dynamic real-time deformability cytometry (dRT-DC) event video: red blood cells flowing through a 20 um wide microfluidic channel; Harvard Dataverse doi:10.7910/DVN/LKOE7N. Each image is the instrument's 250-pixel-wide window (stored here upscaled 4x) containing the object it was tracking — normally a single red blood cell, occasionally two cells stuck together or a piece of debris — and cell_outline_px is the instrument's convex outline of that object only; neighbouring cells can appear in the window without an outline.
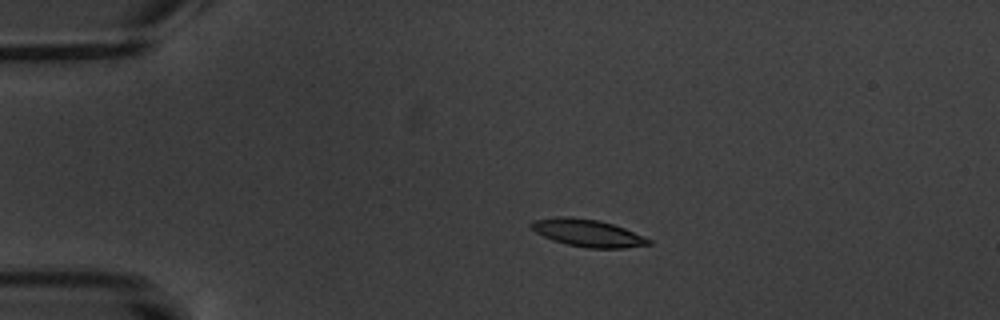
{"species": "common noctule bat (a hibernating species)", "species_latin": "Nyctalus noctula", "temperature_condition": "warm", "stored_images_in_passage": 8, "camera_frame_rate_fps": 3000, "um_per_image_px": 0.085, "animal": {"sex": "male", "body_mass_g": 20.1, "forearm_length_mm": 53.5}, "frame": {"image": 1, "passage_image": 4, "time_ms": 3.667, "image_size_px": [1000, 320], "cell_outline_px": [[652, 244], [624, 248], [588, 248], [568, 244], [552, 240], [536, 232], [528, 224], [532, 220], [560, 216], [568, 216], [596, 220], [612, 224], [624, 228], [644, 236], [652, 240]], "centroid_in_image_um": [49.95, 19.8], "position_along_channel_um": 35.1, "area_um2": 18.61}}
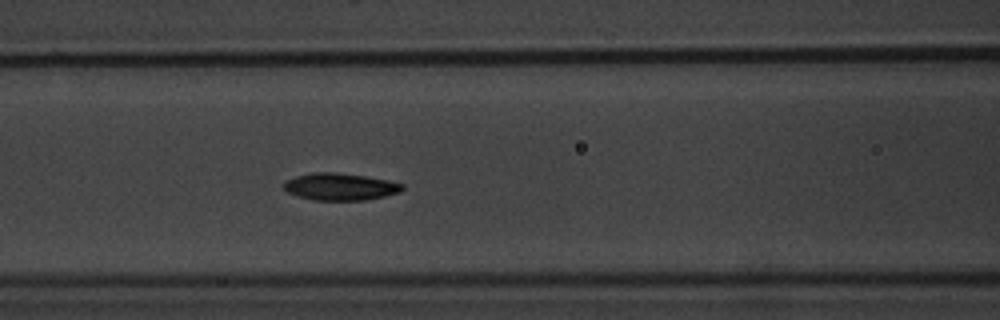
{"frame": {"image": 2, "passage_image": 8, "time_ms": 8.0, "image_size_px": [1000, 320], "cell_outline_px": [[404, 188], [400, 192], [384, 196], [364, 200], [312, 200], [288, 192], [284, 188], [284, 180], [296, 176], [312, 172], [336, 172], [364, 176], [388, 180], [404, 184]], "centroid_in_image_um": [28.91, 15.86], "position_along_channel_um": 137.7, "area_um2": 18.67}}